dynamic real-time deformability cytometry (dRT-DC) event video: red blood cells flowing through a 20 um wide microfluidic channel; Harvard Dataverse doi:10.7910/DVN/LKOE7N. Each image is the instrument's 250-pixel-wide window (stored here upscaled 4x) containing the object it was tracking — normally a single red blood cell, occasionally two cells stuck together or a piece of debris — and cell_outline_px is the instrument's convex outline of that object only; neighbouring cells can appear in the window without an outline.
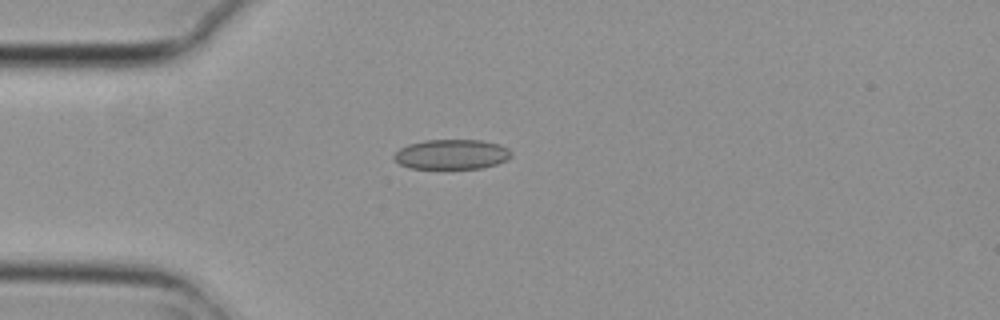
{"species": "common noctule bat (a hibernating species)", "species_latin": "Nyctalus noctula", "temperature_condition": "cold", "stored_images_in_passage": 4, "camera_frame_rate_fps": 3000, "um_per_image_px": 0.085, "animal": {"sex": "female", "body_mass_g": 29.2, "forearm_length_mm": 56.3}, "frame": {"image": 1, "passage_image": 4, "time_ms": 1.0, "image_size_px": [1000, 320], "cell_outline_px": [[512, 156], [508, 160], [496, 164], [480, 168], [408, 168], [400, 164], [392, 156], [400, 148], [408, 144], [424, 140], [480, 140], [500, 144], [508, 148], [512, 152]], "centroid_in_image_um": [38.41, 13.11], "position_along_channel_um": 46.6, "area_um2": 20.46}}